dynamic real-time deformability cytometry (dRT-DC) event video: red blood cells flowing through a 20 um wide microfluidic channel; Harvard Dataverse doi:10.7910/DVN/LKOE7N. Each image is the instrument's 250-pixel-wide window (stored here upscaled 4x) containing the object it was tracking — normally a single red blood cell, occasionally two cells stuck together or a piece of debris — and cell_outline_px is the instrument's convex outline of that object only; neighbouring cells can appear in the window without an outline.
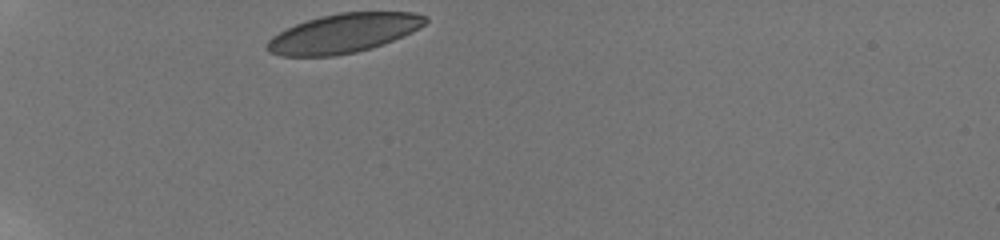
{"species": "human", "species_latin": "Homo sapiens", "temperature_condition": "room temperature", "stored_images_in_passage": 8, "camera_frame_rate_fps": 3000, "um_per_image_px": 0.085, "donor": {"sex": "male"}, "frame": {"image": 1, "passage_image": 1, "time_ms": 0.0, "image_size_px": [1000, 240], "cell_outline_px": [[428, 20], [420, 28], [412, 32], [372, 48], [356, 52], [332, 56], [280, 56], [268, 52], [264, 48], [264, 44], [272, 36], [296, 24], [320, 16], [340, 12], [416, 12], [428, 16]], "centroid_in_image_um": [29.19, 2.83], "position_along_channel_um": 55.8, "area_um2": 36.18}}
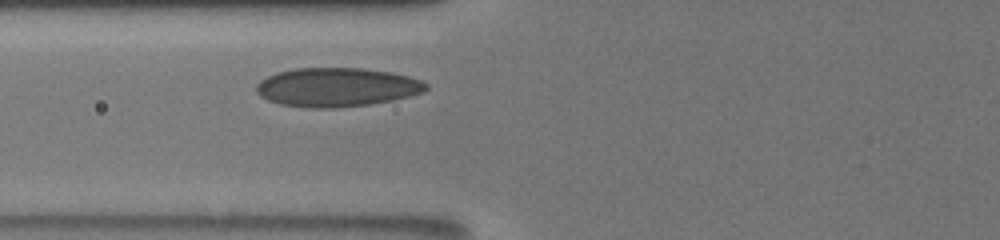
{"frame": {"image": 2, "passage_image": 6, "time_ms": 2.0, "image_size_px": [1000, 240], "cell_outline_px": [[428, 88], [424, 92], [392, 100], [368, 104], [336, 108], [308, 108], [280, 104], [268, 100], [260, 96], [256, 92], [256, 84], [260, 80], [276, 72], [296, 68], [364, 68], [392, 72], [408, 76], [420, 80], [428, 84]], "centroid_in_image_um": [28.61, 7.41], "position_along_channel_um": 97.2, "area_um2": 38.61}}